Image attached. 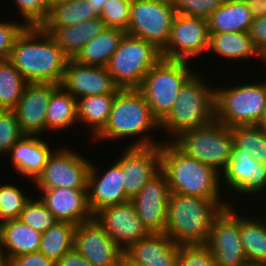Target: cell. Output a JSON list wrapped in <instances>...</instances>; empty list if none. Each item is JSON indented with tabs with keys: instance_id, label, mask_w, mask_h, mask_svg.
I'll return each instance as SVG.
<instances>
[{
	"instance_id": "obj_1",
	"label": "cell",
	"mask_w": 266,
	"mask_h": 266,
	"mask_svg": "<svg viewBox=\"0 0 266 266\" xmlns=\"http://www.w3.org/2000/svg\"><path fill=\"white\" fill-rule=\"evenodd\" d=\"M9 60L27 83L60 85L69 58L40 26H27L17 37Z\"/></svg>"
},
{
	"instance_id": "obj_2",
	"label": "cell",
	"mask_w": 266,
	"mask_h": 266,
	"mask_svg": "<svg viewBox=\"0 0 266 266\" xmlns=\"http://www.w3.org/2000/svg\"><path fill=\"white\" fill-rule=\"evenodd\" d=\"M157 129H160V122L153 116L143 94L138 89H121L114 98L104 128L91 140L102 143L140 136L127 146H157L166 139L155 141L154 136L147 133Z\"/></svg>"
},
{
	"instance_id": "obj_3",
	"label": "cell",
	"mask_w": 266,
	"mask_h": 266,
	"mask_svg": "<svg viewBox=\"0 0 266 266\" xmlns=\"http://www.w3.org/2000/svg\"><path fill=\"white\" fill-rule=\"evenodd\" d=\"M229 205L223 199L170 194L165 234L179 246L206 245L214 218Z\"/></svg>"
},
{
	"instance_id": "obj_4",
	"label": "cell",
	"mask_w": 266,
	"mask_h": 266,
	"mask_svg": "<svg viewBox=\"0 0 266 266\" xmlns=\"http://www.w3.org/2000/svg\"><path fill=\"white\" fill-rule=\"evenodd\" d=\"M160 170L167 178L170 194L226 200L222 195L226 187L221 184V173L185 156L169 141L160 145Z\"/></svg>"
},
{
	"instance_id": "obj_5",
	"label": "cell",
	"mask_w": 266,
	"mask_h": 266,
	"mask_svg": "<svg viewBox=\"0 0 266 266\" xmlns=\"http://www.w3.org/2000/svg\"><path fill=\"white\" fill-rule=\"evenodd\" d=\"M198 72L184 83L172 110L160 122L169 142L179 133L208 125L215 119V88Z\"/></svg>"
},
{
	"instance_id": "obj_6",
	"label": "cell",
	"mask_w": 266,
	"mask_h": 266,
	"mask_svg": "<svg viewBox=\"0 0 266 266\" xmlns=\"http://www.w3.org/2000/svg\"><path fill=\"white\" fill-rule=\"evenodd\" d=\"M215 87V120L227 127L257 125L266 109V80Z\"/></svg>"
},
{
	"instance_id": "obj_7",
	"label": "cell",
	"mask_w": 266,
	"mask_h": 266,
	"mask_svg": "<svg viewBox=\"0 0 266 266\" xmlns=\"http://www.w3.org/2000/svg\"><path fill=\"white\" fill-rule=\"evenodd\" d=\"M170 142L185 156L197 159L221 174L234 147L231 127L215 119L208 125L179 133Z\"/></svg>"
},
{
	"instance_id": "obj_8",
	"label": "cell",
	"mask_w": 266,
	"mask_h": 266,
	"mask_svg": "<svg viewBox=\"0 0 266 266\" xmlns=\"http://www.w3.org/2000/svg\"><path fill=\"white\" fill-rule=\"evenodd\" d=\"M189 64L187 61L161 58L138 88L159 122L170 113L181 87L195 73Z\"/></svg>"
},
{
	"instance_id": "obj_9",
	"label": "cell",
	"mask_w": 266,
	"mask_h": 266,
	"mask_svg": "<svg viewBox=\"0 0 266 266\" xmlns=\"http://www.w3.org/2000/svg\"><path fill=\"white\" fill-rule=\"evenodd\" d=\"M161 58V50L154 44L125 34L106 68L120 89H138Z\"/></svg>"
},
{
	"instance_id": "obj_10",
	"label": "cell",
	"mask_w": 266,
	"mask_h": 266,
	"mask_svg": "<svg viewBox=\"0 0 266 266\" xmlns=\"http://www.w3.org/2000/svg\"><path fill=\"white\" fill-rule=\"evenodd\" d=\"M176 10L168 0H131L126 34L163 50L170 38Z\"/></svg>"
},
{
	"instance_id": "obj_11",
	"label": "cell",
	"mask_w": 266,
	"mask_h": 266,
	"mask_svg": "<svg viewBox=\"0 0 266 266\" xmlns=\"http://www.w3.org/2000/svg\"><path fill=\"white\" fill-rule=\"evenodd\" d=\"M76 151L69 146L53 150L42 173L33 182L36 189H87L91 161Z\"/></svg>"
},
{
	"instance_id": "obj_12",
	"label": "cell",
	"mask_w": 266,
	"mask_h": 266,
	"mask_svg": "<svg viewBox=\"0 0 266 266\" xmlns=\"http://www.w3.org/2000/svg\"><path fill=\"white\" fill-rule=\"evenodd\" d=\"M206 246L217 266H244L248 262L240 239V212L234 205L221 210L214 218Z\"/></svg>"
},
{
	"instance_id": "obj_13",
	"label": "cell",
	"mask_w": 266,
	"mask_h": 266,
	"mask_svg": "<svg viewBox=\"0 0 266 266\" xmlns=\"http://www.w3.org/2000/svg\"><path fill=\"white\" fill-rule=\"evenodd\" d=\"M207 19L176 14L162 58L190 62L209 50Z\"/></svg>"
},
{
	"instance_id": "obj_14",
	"label": "cell",
	"mask_w": 266,
	"mask_h": 266,
	"mask_svg": "<svg viewBox=\"0 0 266 266\" xmlns=\"http://www.w3.org/2000/svg\"><path fill=\"white\" fill-rule=\"evenodd\" d=\"M74 248L94 266H121L124 254L95 217L76 225Z\"/></svg>"
},
{
	"instance_id": "obj_15",
	"label": "cell",
	"mask_w": 266,
	"mask_h": 266,
	"mask_svg": "<svg viewBox=\"0 0 266 266\" xmlns=\"http://www.w3.org/2000/svg\"><path fill=\"white\" fill-rule=\"evenodd\" d=\"M121 153L116 162L124 175L126 197L132 200L160 171V145L127 146Z\"/></svg>"
},
{
	"instance_id": "obj_16",
	"label": "cell",
	"mask_w": 266,
	"mask_h": 266,
	"mask_svg": "<svg viewBox=\"0 0 266 266\" xmlns=\"http://www.w3.org/2000/svg\"><path fill=\"white\" fill-rule=\"evenodd\" d=\"M169 196L167 178L160 170L131 200L149 233H165Z\"/></svg>"
},
{
	"instance_id": "obj_17",
	"label": "cell",
	"mask_w": 266,
	"mask_h": 266,
	"mask_svg": "<svg viewBox=\"0 0 266 266\" xmlns=\"http://www.w3.org/2000/svg\"><path fill=\"white\" fill-rule=\"evenodd\" d=\"M94 217L123 251L149 234L131 200L106 207Z\"/></svg>"
},
{
	"instance_id": "obj_18",
	"label": "cell",
	"mask_w": 266,
	"mask_h": 266,
	"mask_svg": "<svg viewBox=\"0 0 266 266\" xmlns=\"http://www.w3.org/2000/svg\"><path fill=\"white\" fill-rule=\"evenodd\" d=\"M251 156L233 147L230 161L221 174V183L235 192L233 194L245 198L262 196L260 193L266 195L263 193L266 190V164L256 162Z\"/></svg>"
},
{
	"instance_id": "obj_19",
	"label": "cell",
	"mask_w": 266,
	"mask_h": 266,
	"mask_svg": "<svg viewBox=\"0 0 266 266\" xmlns=\"http://www.w3.org/2000/svg\"><path fill=\"white\" fill-rule=\"evenodd\" d=\"M60 85L76 99L117 94L121 90L106 67L84 65L74 59L68 60Z\"/></svg>"
},
{
	"instance_id": "obj_20",
	"label": "cell",
	"mask_w": 266,
	"mask_h": 266,
	"mask_svg": "<svg viewBox=\"0 0 266 266\" xmlns=\"http://www.w3.org/2000/svg\"><path fill=\"white\" fill-rule=\"evenodd\" d=\"M59 86L54 83L26 84L21 98L13 109L25 135L41 136L46 132V110L52 93Z\"/></svg>"
},
{
	"instance_id": "obj_21",
	"label": "cell",
	"mask_w": 266,
	"mask_h": 266,
	"mask_svg": "<svg viewBox=\"0 0 266 266\" xmlns=\"http://www.w3.org/2000/svg\"><path fill=\"white\" fill-rule=\"evenodd\" d=\"M94 164L91 162L87 183L88 204L93 215L106 207L129 201L125 194L124 175L120 165L114 160V163L101 173Z\"/></svg>"
},
{
	"instance_id": "obj_22",
	"label": "cell",
	"mask_w": 266,
	"mask_h": 266,
	"mask_svg": "<svg viewBox=\"0 0 266 266\" xmlns=\"http://www.w3.org/2000/svg\"><path fill=\"white\" fill-rule=\"evenodd\" d=\"M37 194L49 211L60 221L78 225L94 217L88 204V189L50 188Z\"/></svg>"
},
{
	"instance_id": "obj_23",
	"label": "cell",
	"mask_w": 266,
	"mask_h": 266,
	"mask_svg": "<svg viewBox=\"0 0 266 266\" xmlns=\"http://www.w3.org/2000/svg\"><path fill=\"white\" fill-rule=\"evenodd\" d=\"M45 138L39 135H24L10 149L7 156L11 157V163L15 172L26 177L33 183L42 173L43 168L53 149Z\"/></svg>"
},
{
	"instance_id": "obj_24",
	"label": "cell",
	"mask_w": 266,
	"mask_h": 266,
	"mask_svg": "<svg viewBox=\"0 0 266 266\" xmlns=\"http://www.w3.org/2000/svg\"><path fill=\"white\" fill-rule=\"evenodd\" d=\"M180 246L165 233H149L132 244L124 253L146 266H177Z\"/></svg>"
},
{
	"instance_id": "obj_25",
	"label": "cell",
	"mask_w": 266,
	"mask_h": 266,
	"mask_svg": "<svg viewBox=\"0 0 266 266\" xmlns=\"http://www.w3.org/2000/svg\"><path fill=\"white\" fill-rule=\"evenodd\" d=\"M107 25L97 17L67 27L42 28L49 33L69 59H74L84 45L103 33Z\"/></svg>"
},
{
	"instance_id": "obj_26",
	"label": "cell",
	"mask_w": 266,
	"mask_h": 266,
	"mask_svg": "<svg viewBox=\"0 0 266 266\" xmlns=\"http://www.w3.org/2000/svg\"><path fill=\"white\" fill-rule=\"evenodd\" d=\"M42 233L20 219L0 223V250L9 258L39 250Z\"/></svg>"
},
{
	"instance_id": "obj_27",
	"label": "cell",
	"mask_w": 266,
	"mask_h": 266,
	"mask_svg": "<svg viewBox=\"0 0 266 266\" xmlns=\"http://www.w3.org/2000/svg\"><path fill=\"white\" fill-rule=\"evenodd\" d=\"M209 50L211 53L228 60L243 61L258 59L265 64L266 59L253 45L248 32L209 33Z\"/></svg>"
},
{
	"instance_id": "obj_28",
	"label": "cell",
	"mask_w": 266,
	"mask_h": 266,
	"mask_svg": "<svg viewBox=\"0 0 266 266\" xmlns=\"http://www.w3.org/2000/svg\"><path fill=\"white\" fill-rule=\"evenodd\" d=\"M253 19L245 1L222 3L207 18L209 33L248 32Z\"/></svg>"
},
{
	"instance_id": "obj_29",
	"label": "cell",
	"mask_w": 266,
	"mask_h": 266,
	"mask_svg": "<svg viewBox=\"0 0 266 266\" xmlns=\"http://www.w3.org/2000/svg\"><path fill=\"white\" fill-rule=\"evenodd\" d=\"M91 0H64L50 6L41 28H60L99 17Z\"/></svg>"
},
{
	"instance_id": "obj_30",
	"label": "cell",
	"mask_w": 266,
	"mask_h": 266,
	"mask_svg": "<svg viewBox=\"0 0 266 266\" xmlns=\"http://www.w3.org/2000/svg\"><path fill=\"white\" fill-rule=\"evenodd\" d=\"M125 34L122 29L107 27L84 45L74 60L84 65L106 67Z\"/></svg>"
},
{
	"instance_id": "obj_31",
	"label": "cell",
	"mask_w": 266,
	"mask_h": 266,
	"mask_svg": "<svg viewBox=\"0 0 266 266\" xmlns=\"http://www.w3.org/2000/svg\"><path fill=\"white\" fill-rule=\"evenodd\" d=\"M78 124L77 99L61 85L52 93L46 110V132L71 129Z\"/></svg>"
},
{
	"instance_id": "obj_32",
	"label": "cell",
	"mask_w": 266,
	"mask_h": 266,
	"mask_svg": "<svg viewBox=\"0 0 266 266\" xmlns=\"http://www.w3.org/2000/svg\"><path fill=\"white\" fill-rule=\"evenodd\" d=\"M240 215V239L247 262L266 265V218Z\"/></svg>"
},
{
	"instance_id": "obj_33",
	"label": "cell",
	"mask_w": 266,
	"mask_h": 266,
	"mask_svg": "<svg viewBox=\"0 0 266 266\" xmlns=\"http://www.w3.org/2000/svg\"><path fill=\"white\" fill-rule=\"evenodd\" d=\"M116 94L86 96L77 99L78 123L88 125L93 139L105 126Z\"/></svg>"
},
{
	"instance_id": "obj_34",
	"label": "cell",
	"mask_w": 266,
	"mask_h": 266,
	"mask_svg": "<svg viewBox=\"0 0 266 266\" xmlns=\"http://www.w3.org/2000/svg\"><path fill=\"white\" fill-rule=\"evenodd\" d=\"M75 227L76 225L70 222H58L42 233L38 251L56 263L74 248Z\"/></svg>"
},
{
	"instance_id": "obj_35",
	"label": "cell",
	"mask_w": 266,
	"mask_h": 266,
	"mask_svg": "<svg viewBox=\"0 0 266 266\" xmlns=\"http://www.w3.org/2000/svg\"><path fill=\"white\" fill-rule=\"evenodd\" d=\"M27 82L9 60H0V109L13 110Z\"/></svg>"
},
{
	"instance_id": "obj_36",
	"label": "cell",
	"mask_w": 266,
	"mask_h": 266,
	"mask_svg": "<svg viewBox=\"0 0 266 266\" xmlns=\"http://www.w3.org/2000/svg\"><path fill=\"white\" fill-rule=\"evenodd\" d=\"M234 147L240 153L252 155L258 163L266 164V133L257 125L231 127Z\"/></svg>"
},
{
	"instance_id": "obj_37",
	"label": "cell",
	"mask_w": 266,
	"mask_h": 266,
	"mask_svg": "<svg viewBox=\"0 0 266 266\" xmlns=\"http://www.w3.org/2000/svg\"><path fill=\"white\" fill-rule=\"evenodd\" d=\"M12 184L0 185V223L18 219L21 211L32 198Z\"/></svg>"
},
{
	"instance_id": "obj_38",
	"label": "cell",
	"mask_w": 266,
	"mask_h": 266,
	"mask_svg": "<svg viewBox=\"0 0 266 266\" xmlns=\"http://www.w3.org/2000/svg\"><path fill=\"white\" fill-rule=\"evenodd\" d=\"M18 219L40 233H44L60 222L44 203L38 197L35 198L33 194Z\"/></svg>"
},
{
	"instance_id": "obj_39",
	"label": "cell",
	"mask_w": 266,
	"mask_h": 266,
	"mask_svg": "<svg viewBox=\"0 0 266 266\" xmlns=\"http://www.w3.org/2000/svg\"><path fill=\"white\" fill-rule=\"evenodd\" d=\"M24 135L15 112L0 109V157L6 158L11 147Z\"/></svg>"
},
{
	"instance_id": "obj_40",
	"label": "cell",
	"mask_w": 266,
	"mask_h": 266,
	"mask_svg": "<svg viewBox=\"0 0 266 266\" xmlns=\"http://www.w3.org/2000/svg\"><path fill=\"white\" fill-rule=\"evenodd\" d=\"M131 0H108L99 15L107 27L127 31L130 19Z\"/></svg>"
},
{
	"instance_id": "obj_41",
	"label": "cell",
	"mask_w": 266,
	"mask_h": 266,
	"mask_svg": "<svg viewBox=\"0 0 266 266\" xmlns=\"http://www.w3.org/2000/svg\"><path fill=\"white\" fill-rule=\"evenodd\" d=\"M14 4L26 26H40L50 9L47 0H14Z\"/></svg>"
},
{
	"instance_id": "obj_42",
	"label": "cell",
	"mask_w": 266,
	"mask_h": 266,
	"mask_svg": "<svg viewBox=\"0 0 266 266\" xmlns=\"http://www.w3.org/2000/svg\"><path fill=\"white\" fill-rule=\"evenodd\" d=\"M177 266H217V263L206 245H182Z\"/></svg>"
},
{
	"instance_id": "obj_43",
	"label": "cell",
	"mask_w": 266,
	"mask_h": 266,
	"mask_svg": "<svg viewBox=\"0 0 266 266\" xmlns=\"http://www.w3.org/2000/svg\"><path fill=\"white\" fill-rule=\"evenodd\" d=\"M176 14L207 19L220 5L221 0H172Z\"/></svg>"
},
{
	"instance_id": "obj_44",
	"label": "cell",
	"mask_w": 266,
	"mask_h": 266,
	"mask_svg": "<svg viewBox=\"0 0 266 266\" xmlns=\"http://www.w3.org/2000/svg\"><path fill=\"white\" fill-rule=\"evenodd\" d=\"M27 26L24 23H17L0 20V60L9 59L12 48L17 37Z\"/></svg>"
},
{
	"instance_id": "obj_45",
	"label": "cell",
	"mask_w": 266,
	"mask_h": 266,
	"mask_svg": "<svg viewBox=\"0 0 266 266\" xmlns=\"http://www.w3.org/2000/svg\"><path fill=\"white\" fill-rule=\"evenodd\" d=\"M248 34L255 48L266 59V15L253 19Z\"/></svg>"
},
{
	"instance_id": "obj_46",
	"label": "cell",
	"mask_w": 266,
	"mask_h": 266,
	"mask_svg": "<svg viewBox=\"0 0 266 266\" xmlns=\"http://www.w3.org/2000/svg\"><path fill=\"white\" fill-rule=\"evenodd\" d=\"M10 266H55V262L36 251L11 258Z\"/></svg>"
},
{
	"instance_id": "obj_47",
	"label": "cell",
	"mask_w": 266,
	"mask_h": 266,
	"mask_svg": "<svg viewBox=\"0 0 266 266\" xmlns=\"http://www.w3.org/2000/svg\"><path fill=\"white\" fill-rule=\"evenodd\" d=\"M55 266H94L87 259L81 256L78 251L73 248L65 253L56 263Z\"/></svg>"
},
{
	"instance_id": "obj_48",
	"label": "cell",
	"mask_w": 266,
	"mask_h": 266,
	"mask_svg": "<svg viewBox=\"0 0 266 266\" xmlns=\"http://www.w3.org/2000/svg\"><path fill=\"white\" fill-rule=\"evenodd\" d=\"M245 2L253 18L266 15V0H246Z\"/></svg>"
},
{
	"instance_id": "obj_49",
	"label": "cell",
	"mask_w": 266,
	"mask_h": 266,
	"mask_svg": "<svg viewBox=\"0 0 266 266\" xmlns=\"http://www.w3.org/2000/svg\"><path fill=\"white\" fill-rule=\"evenodd\" d=\"M121 266H146L133 262L125 253L122 256Z\"/></svg>"
},
{
	"instance_id": "obj_50",
	"label": "cell",
	"mask_w": 266,
	"mask_h": 266,
	"mask_svg": "<svg viewBox=\"0 0 266 266\" xmlns=\"http://www.w3.org/2000/svg\"><path fill=\"white\" fill-rule=\"evenodd\" d=\"M107 1L108 0H91L93 8L96 9L99 14L101 13L103 6Z\"/></svg>"
},
{
	"instance_id": "obj_51",
	"label": "cell",
	"mask_w": 266,
	"mask_h": 266,
	"mask_svg": "<svg viewBox=\"0 0 266 266\" xmlns=\"http://www.w3.org/2000/svg\"><path fill=\"white\" fill-rule=\"evenodd\" d=\"M0 266H10V259L0 250Z\"/></svg>"
},
{
	"instance_id": "obj_52",
	"label": "cell",
	"mask_w": 266,
	"mask_h": 266,
	"mask_svg": "<svg viewBox=\"0 0 266 266\" xmlns=\"http://www.w3.org/2000/svg\"><path fill=\"white\" fill-rule=\"evenodd\" d=\"M257 126L266 133V109L264 113V117L261 119V121L257 124Z\"/></svg>"
},
{
	"instance_id": "obj_53",
	"label": "cell",
	"mask_w": 266,
	"mask_h": 266,
	"mask_svg": "<svg viewBox=\"0 0 266 266\" xmlns=\"http://www.w3.org/2000/svg\"><path fill=\"white\" fill-rule=\"evenodd\" d=\"M61 1H64V0H47L49 6L56 4L58 2H61Z\"/></svg>"
},
{
	"instance_id": "obj_54",
	"label": "cell",
	"mask_w": 266,
	"mask_h": 266,
	"mask_svg": "<svg viewBox=\"0 0 266 266\" xmlns=\"http://www.w3.org/2000/svg\"><path fill=\"white\" fill-rule=\"evenodd\" d=\"M223 3H229V2H244L246 0H221Z\"/></svg>"
},
{
	"instance_id": "obj_55",
	"label": "cell",
	"mask_w": 266,
	"mask_h": 266,
	"mask_svg": "<svg viewBox=\"0 0 266 266\" xmlns=\"http://www.w3.org/2000/svg\"><path fill=\"white\" fill-rule=\"evenodd\" d=\"M244 266H266V265H262V264H253V263H247Z\"/></svg>"
}]
</instances>
